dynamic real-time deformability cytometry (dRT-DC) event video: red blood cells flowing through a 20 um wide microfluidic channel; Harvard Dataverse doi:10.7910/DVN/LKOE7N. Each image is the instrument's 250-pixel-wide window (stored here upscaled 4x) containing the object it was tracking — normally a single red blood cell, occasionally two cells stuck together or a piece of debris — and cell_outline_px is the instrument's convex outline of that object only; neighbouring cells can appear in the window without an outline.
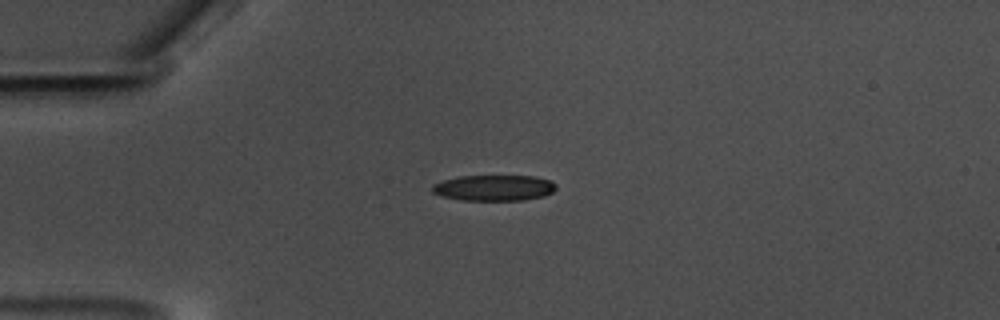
{"species": "common noctule bat (a hibernating species)", "species_latin": "Nyctalus noctula", "temperature_condition": "warm", "stored_images_in_passage": 44, "camera_frame_rate_fps": 3000, "um_per_image_px": 0.085, "animal": {"sex": "male", "body_mass_g": 17.5, "forearm_length_mm": 52.3}, "frame": {"image": 1, "passage_image": 1, "time_ms": 0.0, "image_size_px": [1000, 320], "cell_outline_px": [[556, 188], [552, 192], [544, 196], [524, 200], [460, 200], [444, 196], [432, 192], [432, 184], [444, 180], [460, 176], [536, 176], [552, 180], [556, 184]], "centroid_in_image_um": [42.03, 15.96], "position_along_channel_um": 43.0, "area_um2": 18.67}}
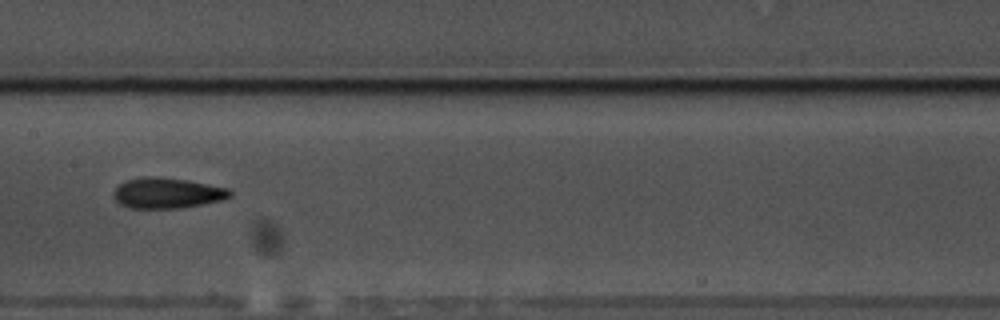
{"frame": {"image": 2, "passage_image": 16, "time_ms": 5.0, "image_size_px": [1000, 320], "cell_outline_px": [[232, 196], [224, 200], [180, 208], [132, 208], [120, 204], [112, 196], [112, 192], [124, 180], [144, 176], [156, 176], [188, 180], [228, 188], [232, 192]], "centroid_in_image_um": [14.2, 16.4], "position_along_channel_um": 193.2, "area_um2": 20.92}}
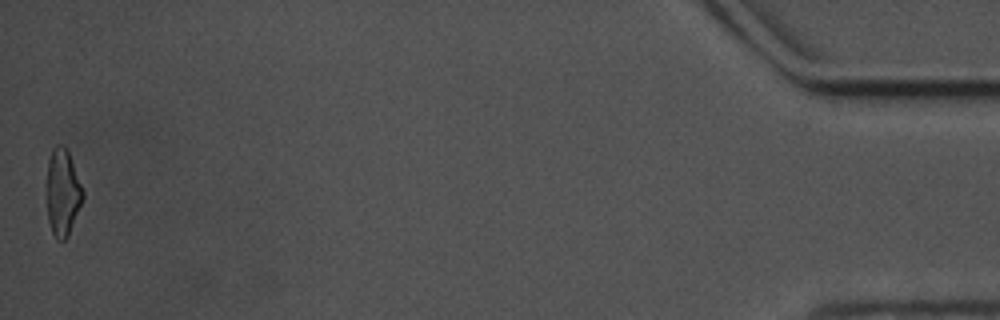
{"frame": {"image": 3, "passage_image": 44, "time_ms": 14.333, "image_size_px": [1000, 320], "cell_outline_px": [[84, 196], [68, 236], [64, 240], [56, 240], [52, 232], [48, 220], [48, 160], [52, 148], [56, 144], [64, 144], [68, 152], [84, 192]], "centroid_in_image_um": [5.33, 16.35], "position_along_channel_um": 429.9, "area_um2": 17.92}, "authors_computed_cell_mechanics": {"area_um2": 19.4786, "velocity_mm_per_s": 3.5275, "shape_relaxation_time_tau1_ms": 5.4842, "shape_relaxation_time_tau2_ms": 4.3775, "deformation_change_tau1": 0.153, "deformation_change_tau2": 0.1472}}